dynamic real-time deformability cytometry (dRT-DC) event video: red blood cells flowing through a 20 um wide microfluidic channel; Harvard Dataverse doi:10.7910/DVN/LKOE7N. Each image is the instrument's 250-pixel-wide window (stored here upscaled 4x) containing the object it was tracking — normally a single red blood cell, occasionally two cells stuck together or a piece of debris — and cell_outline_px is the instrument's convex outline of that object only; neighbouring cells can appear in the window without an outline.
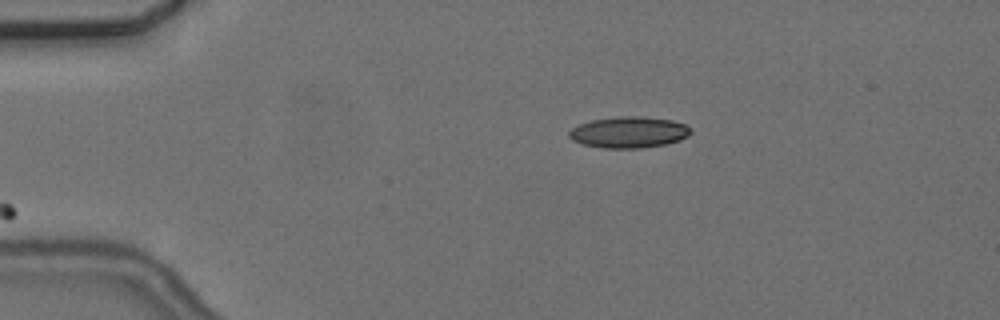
{"species": "common noctule bat (a hibernating species)", "species_latin": "Nyctalus noctula", "temperature_condition": "cold", "stored_images_in_passage": 3, "camera_frame_rate_fps": 3000, "um_per_image_px": 0.085, "animal": {"sex": "female", "body_mass_g": 24.6, "forearm_length_mm": 56.2}, "frame": {"image": 1, "passage_image": 3, "time_ms": 3.333, "image_size_px": [1000, 320], "cell_outline_px": [[692, 132], [688, 136], [680, 140], [664, 144], [640, 148], [604, 148], [584, 144], [572, 140], [568, 136], [568, 132], [572, 128], [580, 124], [592, 120], [620, 116], [644, 116], [672, 120], [684, 124], [692, 128]], "centroid_in_image_um": [53.47, 11.23], "position_along_channel_um": 31.5, "area_um2": 22.14}}